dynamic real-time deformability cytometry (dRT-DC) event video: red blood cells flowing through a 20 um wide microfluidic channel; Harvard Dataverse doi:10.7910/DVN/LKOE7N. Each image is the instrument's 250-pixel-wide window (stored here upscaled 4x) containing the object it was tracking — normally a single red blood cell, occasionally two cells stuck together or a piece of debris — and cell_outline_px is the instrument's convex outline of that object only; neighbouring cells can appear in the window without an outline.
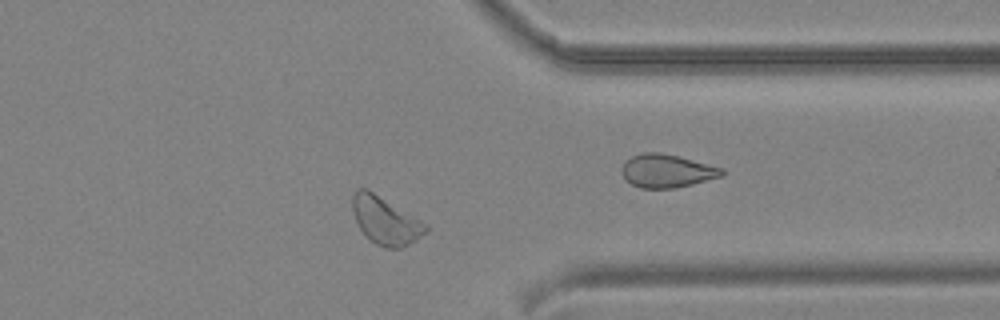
{"species": "common noctule bat (a hibernating species)", "species_latin": "Nyctalus noctula", "temperature_condition": "cold", "stored_images_in_passage": 37, "camera_frame_rate_fps": 3000, "um_per_image_px": 0.085, "animal": {"sex": "male", "body_mass_g": 19.2, "forearm_length_mm": 51.8}, "frame": {"image": 1, "passage_image": 27, "time_ms": 8.667, "image_size_px": [1000, 320], "cell_outline_px": [[428, 232], [408, 244], [400, 248], [384, 248], [376, 244], [360, 228], [352, 212], [352, 196], [360, 188], [364, 188], [372, 192], [428, 224]], "centroid_in_image_um": [32.78, 18.77], "position_along_channel_um": 378.6, "area_um2": 19.83}}